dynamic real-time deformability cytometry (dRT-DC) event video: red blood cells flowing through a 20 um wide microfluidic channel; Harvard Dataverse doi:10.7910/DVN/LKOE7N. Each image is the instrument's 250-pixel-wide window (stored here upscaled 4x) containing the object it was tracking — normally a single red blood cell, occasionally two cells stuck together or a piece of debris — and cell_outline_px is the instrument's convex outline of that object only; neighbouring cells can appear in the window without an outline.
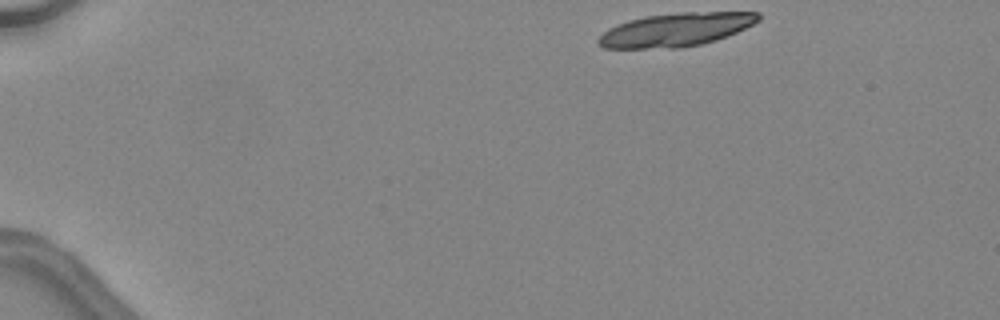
{"species": "common noctule bat (a hibernating species)", "species_latin": "Nyctalus noctula", "temperature_condition": "warm", "stored_images_in_passage": 13, "camera_frame_rate_fps": 3000, "um_per_image_px": 0.085, "animal": {"sex": "female", "body_mass_g": 24.6, "forearm_length_mm": 56.2}, "frame": {"image": 1, "passage_image": 1, "time_ms": 0.0, "image_size_px": [1000, 320], "cell_outline_px": [[760, 20], [736, 32], [716, 40], [700, 44], [680, 48], [604, 48], [596, 44], [596, 40], [608, 28], [616, 24], [628, 20], [644, 16], [680, 12], [760, 12]], "centroid_in_image_um": [57.4, 2.52], "position_along_channel_um": 27.6, "area_um2": 31.21}}